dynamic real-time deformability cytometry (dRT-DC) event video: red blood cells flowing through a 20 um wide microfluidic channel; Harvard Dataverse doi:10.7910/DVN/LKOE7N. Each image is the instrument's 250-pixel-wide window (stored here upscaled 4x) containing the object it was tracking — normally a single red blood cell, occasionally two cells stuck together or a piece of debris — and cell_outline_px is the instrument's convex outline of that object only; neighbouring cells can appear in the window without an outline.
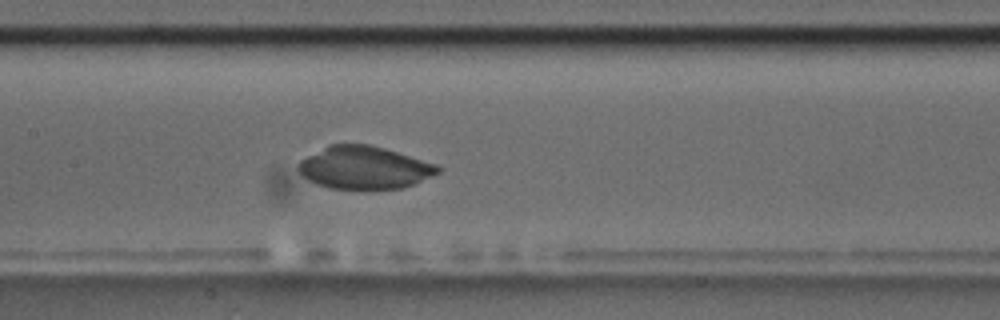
{"species": "common noctule bat (a hibernating species)", "species_latin": "Nyctalus noctula", "temperature_condition": "room temperature", "stored_images_in_passage": 53, "camera_frame_rate_fps": 3000, "um_per_image_px": 0.085, "animal": {"sex": "male", "body_mass_g": 17.5, "forearm_length_mm": 52.3}, "frame": {"image": 1, "passage_image": 26, "time_ms": 8.333, "image_size_px": [1000, 320], "cell_outline_px": [[444, 168], [440, 172], [432, 176], [404, 188], [328, 188], [316, 184], [308, 180], [300, 172], [300, 160], [328, 144], [368, 144], [384, 148], [436, 164]], "centroid_in_image_um": [30.99, 14.24], "position_along_channel_um": 176.4, "area_um2": 34.39}}
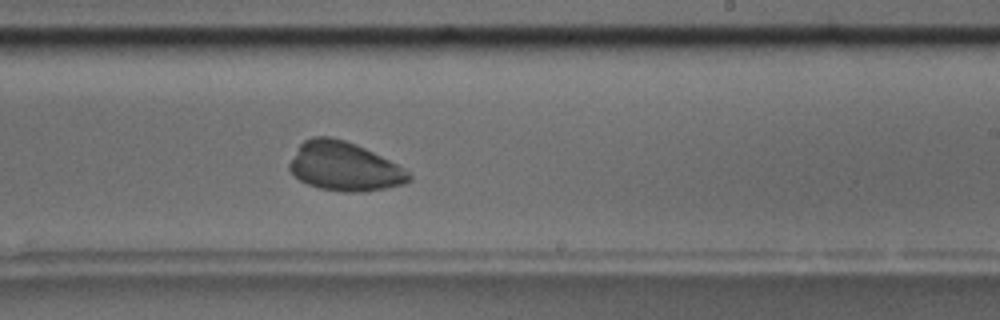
{"frame": {"image": 2, "passage_image": 33, "time_ms": 10.667, "image_size_px": [1000, 320], "cell_outline_px": [[412, 180], [404, 184], [364, 192], [344, 192], [320, 188], [308, 184], [300, 180], [288, 168], [288, 164], [300, 144], [304, 140], [312, 136], [332, 136], [356, 144], [404, 168], [412, 176]], "centroid_in_image_um": [29.25, 14.15], "position_along_channel_um": 259.7, "area_um2": 33.87}}